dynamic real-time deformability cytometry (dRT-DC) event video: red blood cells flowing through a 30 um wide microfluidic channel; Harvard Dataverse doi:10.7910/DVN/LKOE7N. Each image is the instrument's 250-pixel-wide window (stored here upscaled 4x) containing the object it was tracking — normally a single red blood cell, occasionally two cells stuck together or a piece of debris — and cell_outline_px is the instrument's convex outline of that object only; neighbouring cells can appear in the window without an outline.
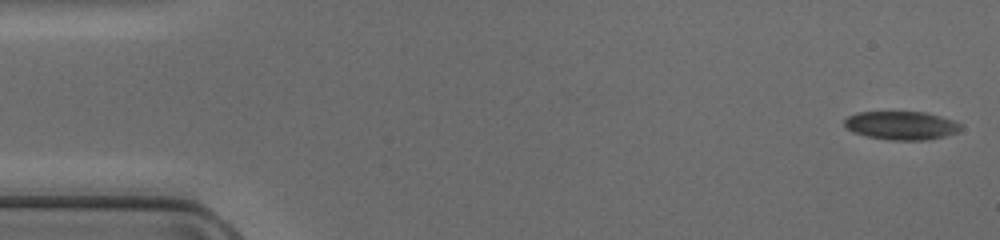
{"species": "common noctule bat (a hibernating species)", "species_latin": "Nyctalus noctula", "temperature_condition": "cold", "stored_images_in_passage": 47, "camera_frame_rate_fps": 3000, "um_per_image_px": 0.085, "animal": {"sex": "female", "body_mass_g": 17.0, "forearm_length_mm": 48.0}, "frame": {"image": 1, "passage_image": 1, "time_ms": 0.0, "image_size_px": [1000, 240], "cell_outline_px": [[960, 128], [956, 132], [944, 136], [924, 140], [892, 140], [868, 136], [852, 132], [844, 124], [844, 120], [848, 116], [856, 112], [924, 112], [940, 116], [952, 120], [960, 124]], "centroid_in_image_um": [76.57, 10.66], "position_along_channel_um": 8.4, "area_um2": 19.02}}
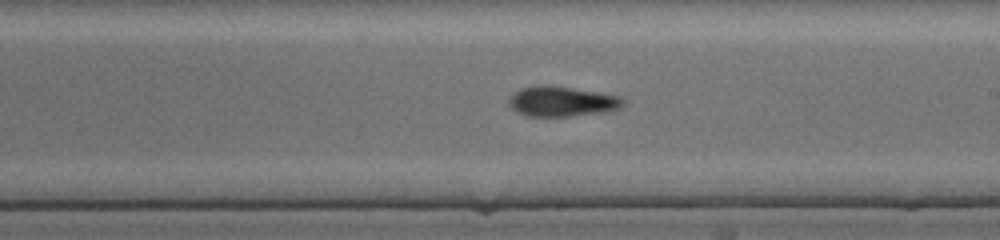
{"frame": {"image": 2, "passage_image": 27, "time_ms": 8.667, "image_size_px": [1000, 240], "cell_outline_px": [[624, 104], [620, 108], [596, 112], [568, 116], [528, 116], [512, 108], [508, 104], [508, 100], [520, 88], [536, 84], [548, 84], [620, 96], [624, 100]], "centroid_in_image_um": [47.71, 8.59], "position_along_channel_um": 241.3, "area_um2": 19.71}}
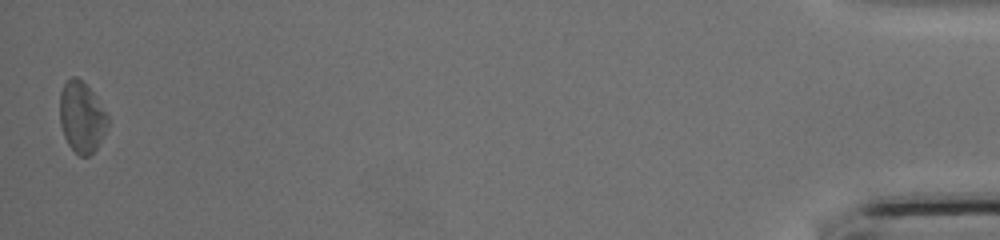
{"frame": {"image": 3, "passage_image": 47, "time_ms": 15.333, "image_size_px": [1000, 240], "cell_outline_px": [[108, 124], [96, 148], [88, 156], [80, 156], [68, 144], [64, 136], [60, 124], [60, 92], [64, 84], [72, 76], [76, 76], [92, 92], [108, 116]], "centroid_in_image_um": [6.92, 9.96], "position_along_channel_um": 428.3, "area_um2": 19.31}}